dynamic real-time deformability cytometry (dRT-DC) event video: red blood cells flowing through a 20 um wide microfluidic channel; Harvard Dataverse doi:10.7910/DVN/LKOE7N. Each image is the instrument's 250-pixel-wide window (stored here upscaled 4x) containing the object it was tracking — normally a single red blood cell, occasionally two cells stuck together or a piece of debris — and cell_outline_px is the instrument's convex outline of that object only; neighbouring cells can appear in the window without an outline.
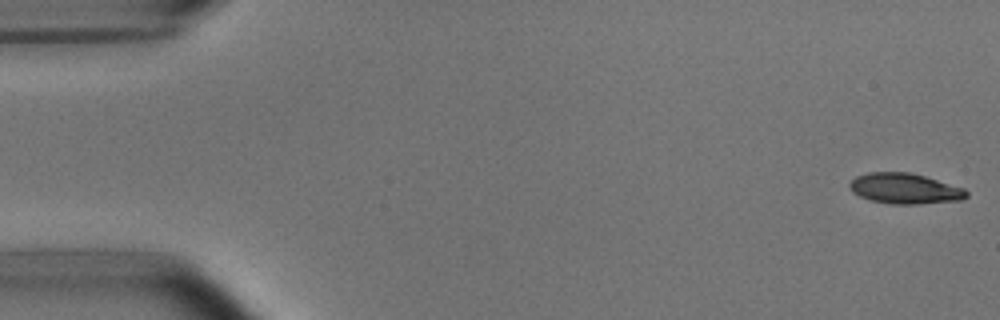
{"species": "common noctule bat (a hibernating species)", "species_latin": "Nyctalus noctula", "temperature_condition": "room temperature", "stored_images_in_passage": 5, "camera_frame_rate_fps": 3000, "um_per_image_px": 0.085, "animal": {"sex": "male", "body_mass_g": 15.6}, "frame": {"image": 1, "passage_image": 1, "time_ms": 0.0, "image_size_px": [1000, 320], "cell_outline_px": [[968, 196], [964, 200], [920, 204], [892, 204], [872, 200], [860, 196], [852, 192], [848, 184], [856, 176], [868, 172], [908, 172], [924, 176], [964, 188], [968, 192]], "centroid_in_image_um": [76.93, 16.03], "position_along_channel_um": 8.1, "area_um2": 20.81}}
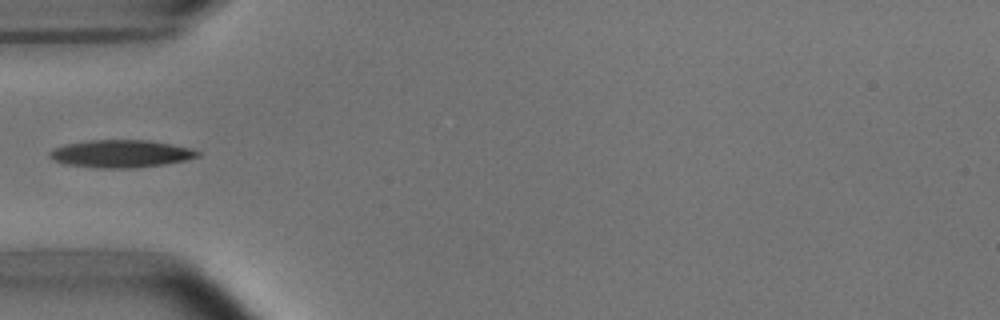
{"frame": {"image": 2, "passage_image": 5, "time_ms": 5.333, "image_size_px": [1000, 320], "cell_outline_px": [[200, 156], [188, 160], [164, 164], [136, 168], [96, 168], [68, 164], [56, 160], [48, 156], [48, 152], [64, 144], [92, 140], [148, 140], [172, 144], [192, 148], [200, 152]], "centroid_in_image_um": [10.33, 13.06], "position_along_channel_um": 74.7, "area_um2": 23.81}}